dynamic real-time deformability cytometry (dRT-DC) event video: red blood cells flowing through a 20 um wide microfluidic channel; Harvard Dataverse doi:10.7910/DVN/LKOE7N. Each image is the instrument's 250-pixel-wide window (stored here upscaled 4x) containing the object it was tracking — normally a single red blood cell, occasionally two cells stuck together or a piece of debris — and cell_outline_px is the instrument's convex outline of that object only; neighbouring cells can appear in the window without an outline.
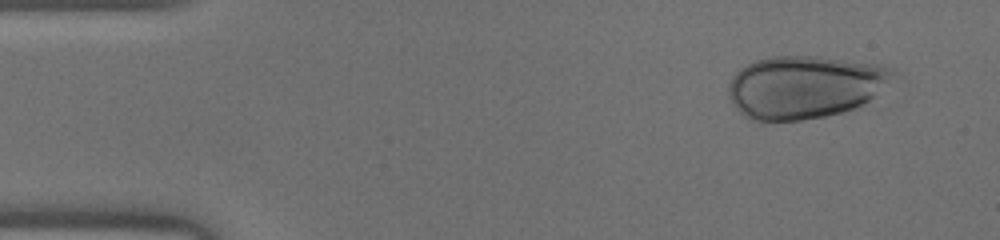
{"species": "human", "species_latin": "Homo sapiens", "temperature_condition": "warm", "stored_images_in_passage": 42, "camera_frame_rate_fps": 3000, "um_per_image_px": 0.085, "donor": {"sex": "male"}, "frame": {"image": 1, "passage_image": 1, "time_ms": 0.0, "image_size_px": [1000, 240], "cell_outline_px": [[908, 84], [860, 108], [844, 112], [824, 116], [800, 120], [748, 120], [732, 104], [728, 96], [728, 84], [732, 76], [740, 68], [756, 60], [772, 56], [816, 56], [884, 64], [896, 68], [904, 76]], "centroid_in_image_um": [68.76, 7.38], "position_along_channel_um": 16.2, "area_um2": 63.81}}